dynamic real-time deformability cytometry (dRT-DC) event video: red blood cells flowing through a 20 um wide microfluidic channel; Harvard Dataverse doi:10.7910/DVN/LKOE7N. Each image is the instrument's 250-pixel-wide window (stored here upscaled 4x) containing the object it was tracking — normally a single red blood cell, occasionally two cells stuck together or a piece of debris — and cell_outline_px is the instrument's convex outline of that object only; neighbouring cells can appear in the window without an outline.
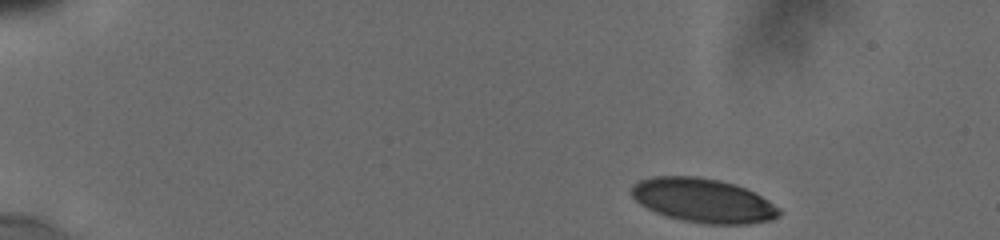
{"species": "human", "species_latin": "Homo sapiens", "temperature_condition": "cold", "stored_images_in_passage": 15, "camera_frame_rate_fps": 3000, "um_per_image_px": 0.085, "donor": {"sex": "male"}, "frame": {"image": 1, "passage_image": 1, "time_ms": 0.0, "image_size_px": [1000, 240], "cell_outline_px": [[780, 216], [772, 220], [748, 224], [704, 224], [684, 220], [668, 216], [656, 212], [640, 204], [628, 192], [632, 184], [640, 180], [652, 176], [696, 176], [720, 180], [736, 184], [768, 200], [780, 208]], "centroid_in_image_um": [59.75, 17.03], "position_along_channel_um": 25.2, "area_um2": 38.03}}
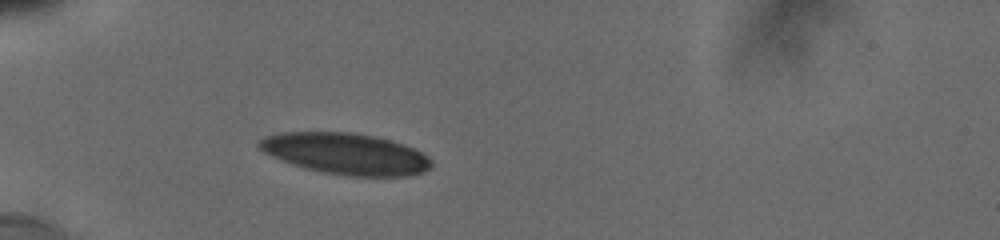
{"frame": {"image": 2, "passage_image": 9, "time_ms": 3.333, "image_size_px": [1000, 240], "cell_outline_px": [[432, 168], [424, 172], [408, 176], [352, 176], [324, 172], [304, 168], [280, 160], [264, 152], [256, 144], [264, 136], [280, 132], [348, 132], [376, 136], [404, 144], [428, 156], [432, 160]], "centroid_in_image_um": [29.39, 13.06], "position_along_channel_um": 55.6, "area_um2": 41.5}}